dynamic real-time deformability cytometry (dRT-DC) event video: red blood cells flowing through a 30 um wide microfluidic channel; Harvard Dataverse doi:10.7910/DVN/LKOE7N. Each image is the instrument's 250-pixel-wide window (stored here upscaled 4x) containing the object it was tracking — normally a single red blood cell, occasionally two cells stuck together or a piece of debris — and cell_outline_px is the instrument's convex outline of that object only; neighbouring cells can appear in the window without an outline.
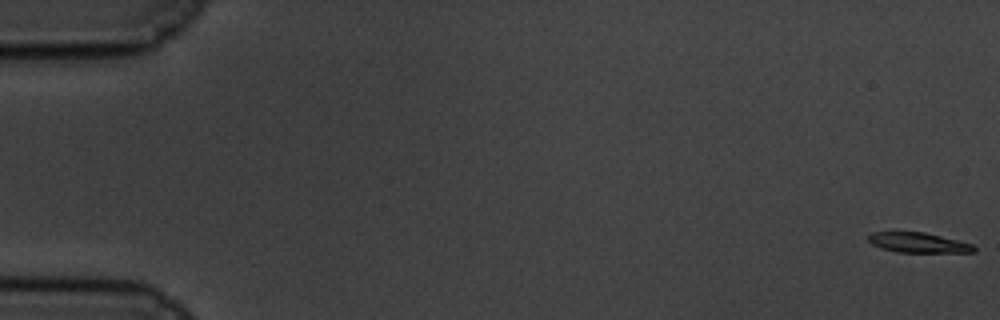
{"species": "common noctule bat (a hibernating species)", "species_latin": "Nyctalus noctula", "temperature_condition": "cold", "stored_images_in_passage": 9, "camera_frame_rate_fps": 3000, "um_per_image_px": 0.085, "animal": {"sex": "male", "body_mass_g": 19.5, "forearm_length_mm": 54.6}, "frame": {"image": 1, "passage_image": 1, "time_ms": 0.0, "image_size_px": [1000, 320], "cell_outline_px": [[976, 252], [896, 252], [880, 248], [872, 244], [868, 240], [868, 236], [872, 232], [924, 232], [972, 244], [976, 248]], "centroid_in_image_um": [78.03, 20.63], "position_along_channel_um": 7.0, "area_um2": 12.2}}